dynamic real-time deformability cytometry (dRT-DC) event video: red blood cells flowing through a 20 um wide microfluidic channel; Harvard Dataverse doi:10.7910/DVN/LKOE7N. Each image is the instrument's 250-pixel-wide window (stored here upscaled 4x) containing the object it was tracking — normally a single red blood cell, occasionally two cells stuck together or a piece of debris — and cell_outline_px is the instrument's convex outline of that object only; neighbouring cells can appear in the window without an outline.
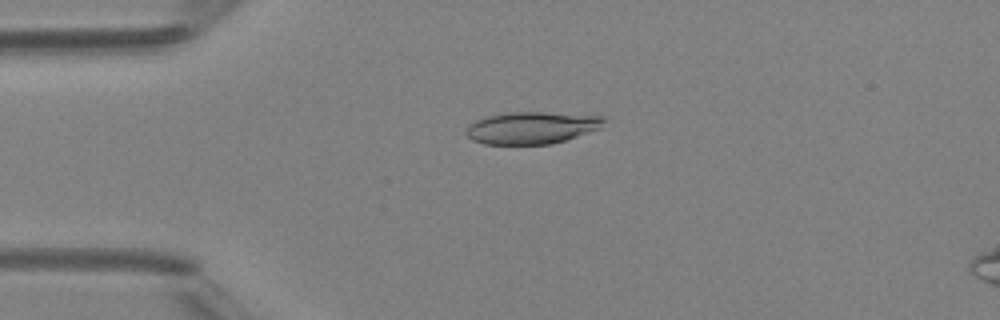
{"species": "Egyptian fruit bat (a non-hibernating species)", "species_latin": "Rousettus aegyptiacus", "temperature_condition": "room temperature", "stored_images_in_passage": 3, "camera_frame_rate_fps": 3000, "um_per_image_px": 0.085, "animal": {"sex": "female"}, "frame": {"image": 1, "passage_image": 1, "time_ms": 0.0, "image_size_px": [1000, 320], "cell_outline_px": [[604, 120], [600, 128], [552, 144], [484, 144], [472, 140], [464, 132], [468, 124], [476, 120], [488, 116], [512, 112], [544, 112], [604, 116]], "centroid_in_image_um": [45.15, 10.86], "position_along_channel_um": 39.9, "area_um2": 25.61}}